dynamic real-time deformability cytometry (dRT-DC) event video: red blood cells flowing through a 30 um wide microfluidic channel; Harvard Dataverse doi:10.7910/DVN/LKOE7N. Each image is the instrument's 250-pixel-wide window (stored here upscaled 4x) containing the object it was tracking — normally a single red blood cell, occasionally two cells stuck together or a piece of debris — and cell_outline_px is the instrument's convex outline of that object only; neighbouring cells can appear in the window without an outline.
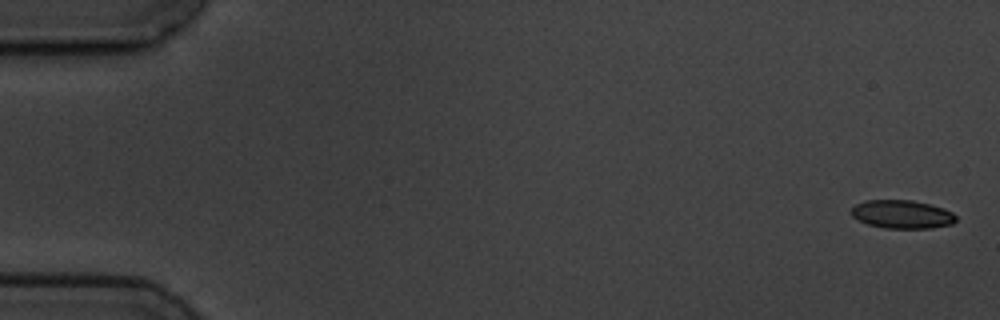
{"species": "common noctule bat (a hibernating species)", "species_latin": "Nyctalus noctula", "temperature_condition": "cold", "stored_images_in_passage": 9, "camera_frame_rate_fps": 3000, "um_per_image_px": 0.085, "animal": {"sex": "male", "body_mass_g": 19.5, "forearm_length_mm": 54.6}, "frame": {"image": 1, "passage_image": 1, "time_ms": 0.0, "image_size_px": [1000, 320], "cell_outline_px": [[956, 220], [952, 224], [932, 228], [884, 228], [868, 224], [852, 216], [852, 208], [856, 204], [864, 200], [912, 200], [944, 208], [952, 212], [956, 216]], "centroid_in_image_um": [76.69, 18.21], "position_along_channel_um": 8.3, "area_um2": 17.22}}
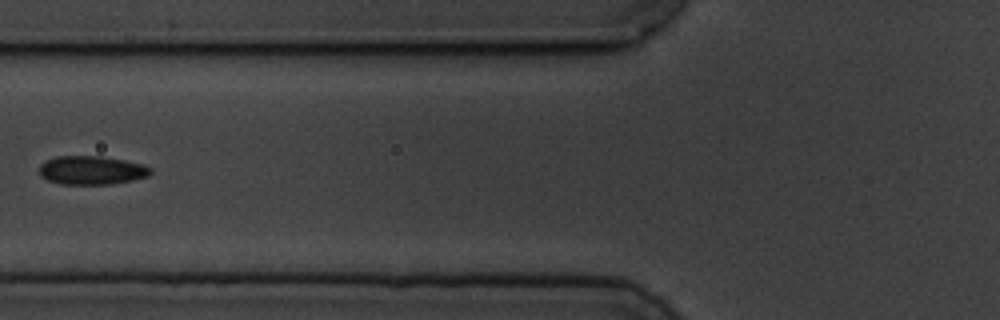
{"frame": {"image": 2, "passage_image": 7, "time_ms": 7.0, "image_size_px": [1000, 320], "cell_outline_px": [[152, 172], [148, 176], [132, 180], [108, 184], [60, 184], [48, 180], [40, 176], [40, 164], [44, 160], [56, 156], [100, 156], [124, 160], [144, 164], [152, 168]], "centroid_in_image_um": [7.78, 14.46], "position_along_channel_um": 118.0, "area_um2": 18.67}}
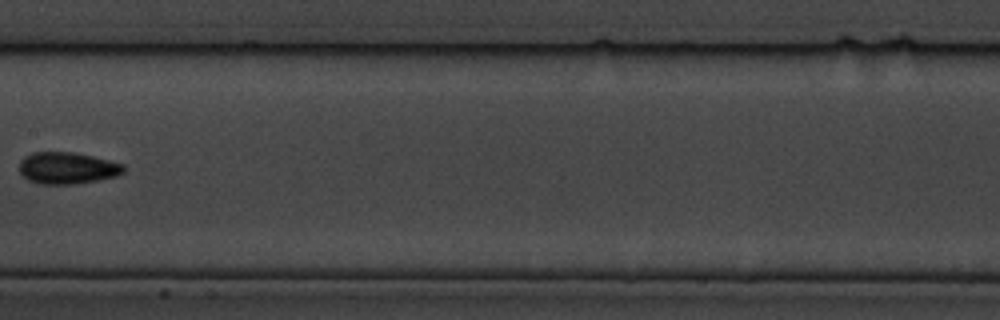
{"frame": {"image": 3, "passage_image": 9, "time_ms": 9.333, "image_size_px": [1000, 320], "cell_outline_px": [[124, 172], [116, 176], [76, 184], [44, 184], [28, 180], [20, 172], [20, 160], [24, 156], [32, 152], [72, 152], [92, 156], [124, 164]], "centroid_in_image_um": [5.71, 14.28], "position_along_channel_um": 201.7, "area_um2": 19.19}}